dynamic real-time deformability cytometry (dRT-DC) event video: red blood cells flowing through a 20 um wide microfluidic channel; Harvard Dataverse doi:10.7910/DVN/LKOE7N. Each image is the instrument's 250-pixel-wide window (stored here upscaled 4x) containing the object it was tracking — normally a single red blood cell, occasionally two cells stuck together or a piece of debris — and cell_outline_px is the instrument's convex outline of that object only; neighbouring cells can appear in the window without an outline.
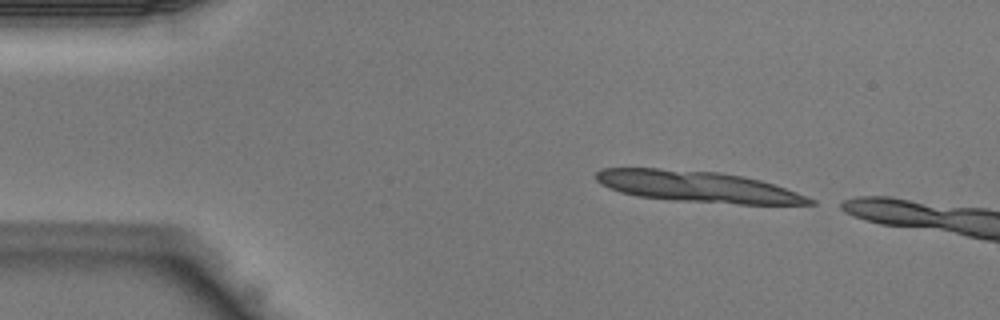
{"species": "Egyptian fruit bat (a non-hibernating species)", "species_latin": "Rousettus aegyptiacus", "temperature_condition": "warm", "stored_images_in_passage": 6, "camera_frame_rate_fps": 3000, "um_per_image_px": 0.085, "animal": {"sex": "male"}, "frame": {"image": 1, "passage_image": 1, "time_ms": 0.0, "image_size_px": [1000, 320], "cell_outline_px": [[816, 204], [736, 204], [672, 200], [636, 196], [620, 192], [608, 188], [600, 184], [596, 180], [596, 172], [600, 168], [656, 168], [720, 172], [744, 176], [760, 180], [796, 192], [816, 200]], "centroid_in_image_um": [59.25, 15.86], "position_along_channel_um": 25.8, "area_um2": 38.78}}